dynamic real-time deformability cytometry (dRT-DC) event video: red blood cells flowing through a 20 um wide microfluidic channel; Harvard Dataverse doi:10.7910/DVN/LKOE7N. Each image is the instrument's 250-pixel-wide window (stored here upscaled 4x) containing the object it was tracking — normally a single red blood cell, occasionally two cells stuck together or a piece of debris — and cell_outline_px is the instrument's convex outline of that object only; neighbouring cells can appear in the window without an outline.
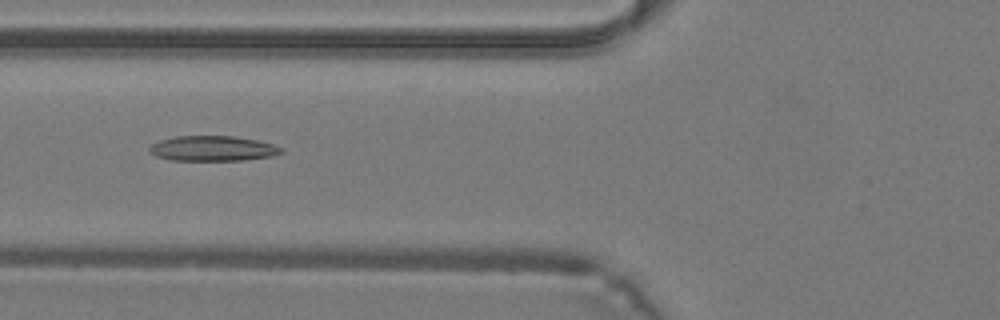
{"species": "common noctule bat (a hibernating species)", "species_latin": "Nyctalus noctula", "temperature_condition": "warm", "stored_images_in_passage": 28, "camera_frame_rate_fps": 3000, "um_per_image_px": 0.085, "animal": {"sex": "male", "body_mass_g": 19.2, "forearm_length_mm": 51.8}, "frame": {"image": 1, "passage_image": 6, "time_ms": 1.667, "image_size_px": [1000, 320], "cell_outline_px": [[284, 152], [272, 156], [244, 160], [172, 160], [156, 156], [148, 152], [148, 148], [152, 144], [160, 140], [176, 136], [232, 136], [256, 140], [276, 144], [284, 148]], "centroid_in_image_um": [18.11, 12.62], "position_along_channel_um": 107.7, "area_um2": 19.42}}
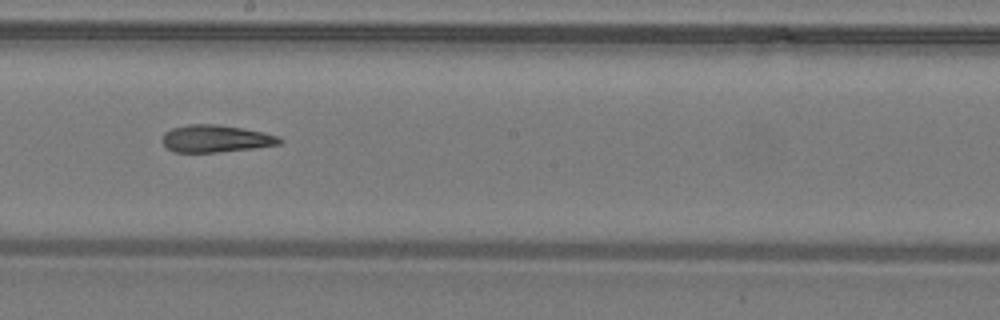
{"frame": {"image": 2, "passage_image": 13, "time_ms": 4.0, "image_size_px": [1000, 320], "cell_outline_px": [[284, 140], [280, 144], [252, 148], [216, 152], [176, 152], [168, 148], [160, 140], [164, 132], [172, 128], [188, 124], [216, 124], [264, 132], [280, 136]], "centroid_in_image_um": [18.33, 11.78], "position_along_channel_um": 229.9, "area_um2": 18.61}}
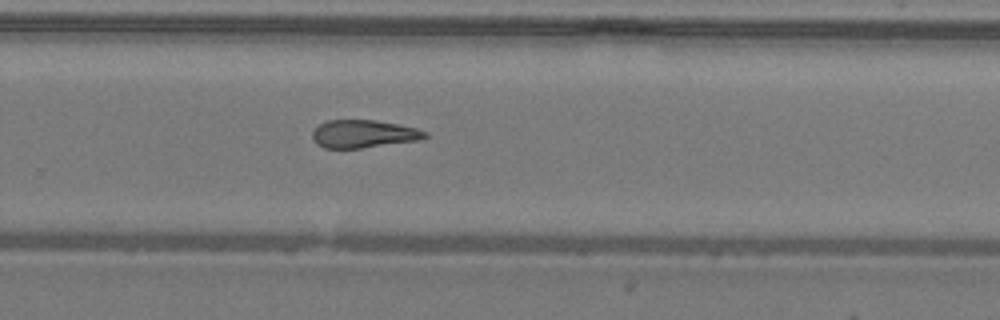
{"frame": {"image": 3, "passage_image": 17, "time_ms": 5.333, "image_size_px": [1000, 320], "cell_outline_px": [[428, 136], [416, 140], [360, 148], [324, 148], [316, 144], [312, 136], [312, 132], [320, 124], [328, 120], [376, 120], [416, 128], [428, 132]], "centroid_in_image_um": [30.87, 11.38], "position_along_channel_um": 298.9, "area_um2": 18.03}}